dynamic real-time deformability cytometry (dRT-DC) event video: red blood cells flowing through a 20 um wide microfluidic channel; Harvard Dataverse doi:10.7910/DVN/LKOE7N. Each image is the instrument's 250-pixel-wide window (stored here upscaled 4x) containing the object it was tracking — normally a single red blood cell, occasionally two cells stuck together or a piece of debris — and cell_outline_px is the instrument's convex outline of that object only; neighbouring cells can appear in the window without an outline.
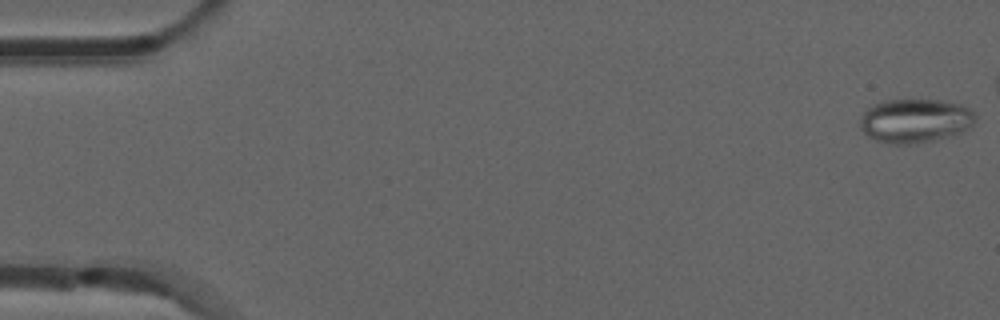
{"species": "common noctule bat (a hibernating species)", "species_latin": "Nyctalus noctula", "temperature_condition": "room temperature", "stored_images_in_passage": 11, "camera_frame_rate_fps": 3000, "um_per_image_px": 0.085, "animal": {"sex": "male", "forearm_length_mm": 52.5}, "frame": {"image": 1, "passage_image": 1, "time_ms": 0.0, "image_size_px": [1000, 320], "cell_outline_px": [[976, 120], [972, 128], [952, 136], [916, 144], [892, 144], [876, 140], [868, 136], [860, 128], [860, 120], [864, 112], [868, 108], [884, 100], [940, 100], [960, 104], [976, 112]], "centroid_in_image_um": [77.84, 10.27], "position_along_channel_um": 7.2, "area_um2": 29.82}}